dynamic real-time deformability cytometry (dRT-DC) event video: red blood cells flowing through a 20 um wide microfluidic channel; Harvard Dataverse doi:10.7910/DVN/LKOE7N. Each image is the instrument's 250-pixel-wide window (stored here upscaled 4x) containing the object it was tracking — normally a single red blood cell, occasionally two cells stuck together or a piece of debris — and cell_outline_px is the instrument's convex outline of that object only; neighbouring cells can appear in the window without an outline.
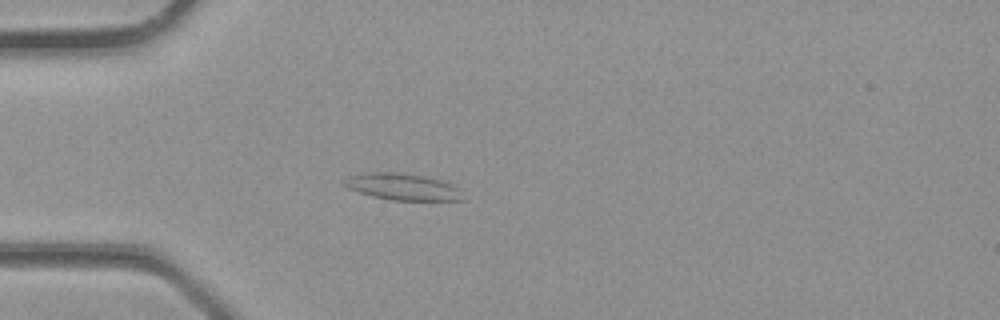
{"species": "common noctule bat (a hibernating species)", "species_latin": "Nyctalus noctula", "temperature_condition": "room temperature", "stored_images_in_passage": 35, "camera_frame_rate_fps": 3000, "um_per_image_px": 0.085, "animal": {"sex": "male", "body_mass_g": 23.1, "forearm_length_mm": 52.7}, "frame": {"image": 1, "passage_image": 10, "time_ms": 3.0, "image_size_px": [1000, 320], "cell_outline_px": [[464, 200], [392, 200], [372, 196], [348, 188], [344, 184], [348, 176], [364, 172], [396, 172], [424, 176], [444, 180], [460, 188]], "centroid_in_image_um": [34.27, 15.87], "position_along_channel_um": 50.7, "area_um2": 18.44}}
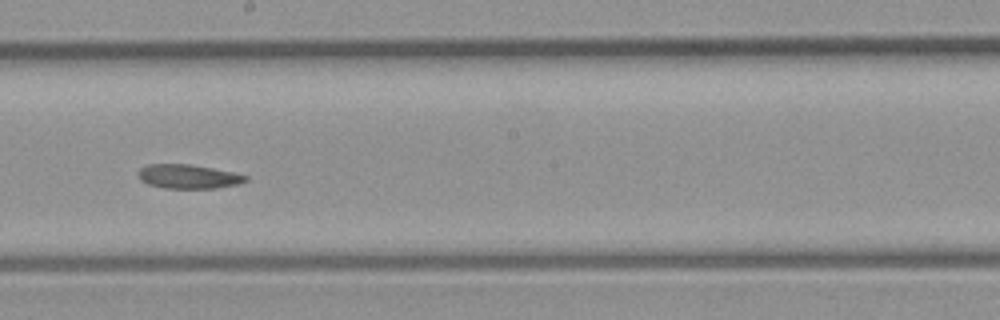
{"frame": {"image": 2, "passage_image": 20, "time_ms": 6.333, "image_size_px": [1000, 320], "cell_outline_px": [[248, 180], [240, 184], [216, 188], [164, 188], [148, 184], [140, 180], [136, 172], [140, 168], [148, 164], [192, 164], [232, 172], [248, 176]], "centroid_in_image_um": [15.99, 15.0], "position_along_channel_um": 232.2, "area_um2": 15.2}}
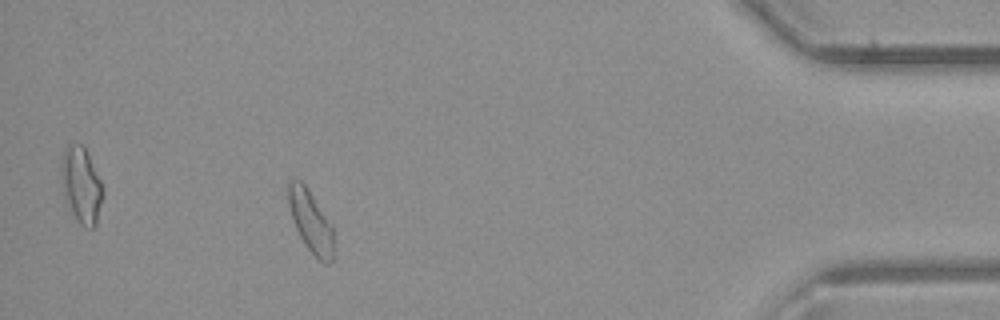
{"frame": {"image": 3, "passage_image": 32, "time_ms": 10.333, "image_size_px": [1000, 320], "cell_outline_px": [[332, 260], [328, 264], [324, 264], [304, 244], [296, 228], [288, 204], [288, 180], [300, 180], [304, 184], [332, 224]], "centroid_in_image_um": [26.39, 18.81], "position_along_channel_um": 408.8, "area_um2": 15.9}}